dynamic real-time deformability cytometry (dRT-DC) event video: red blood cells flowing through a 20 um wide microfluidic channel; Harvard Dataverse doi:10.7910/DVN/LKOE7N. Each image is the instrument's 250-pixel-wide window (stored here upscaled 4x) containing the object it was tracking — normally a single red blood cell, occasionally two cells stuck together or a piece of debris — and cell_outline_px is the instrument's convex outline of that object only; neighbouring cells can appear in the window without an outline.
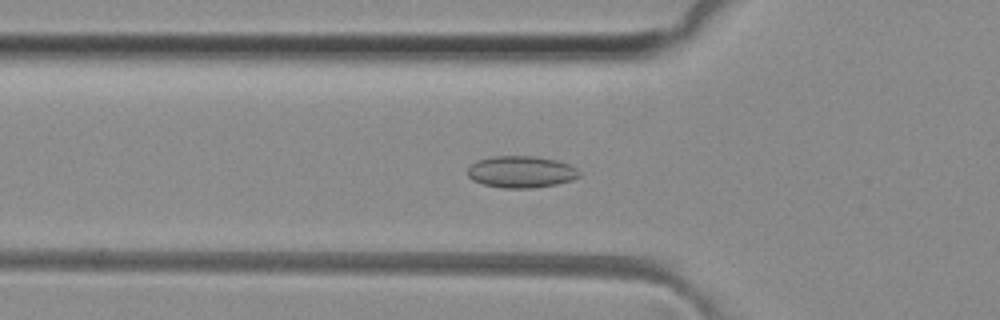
{"species": "common noctule bat (a hibernating species)", "species_latin": "Nyctalus noctula", "temperature_condition": "room temperature", "stored_images_in_passage": 46, "camera_frame_rate_fps": 3000, "um_per_image_px": 0.085, "animal": {"sex": "female", "body_mass_g": 29.2, "forearm_length_mm": 56.3}, "frame": {"image": 1, "passage_image": 13, "time_ms": 4.0, "image_size_px": [1000, 320], "cell_outline_px": [[580, 176], [572, 180], [556, 184], [532, 188], [500, 188], [484, 184], [472, 180], [468, 176], [468, 168], [476, 160], [492, 156], [536, 156], [556, 160], [568, 164], [576, 168], [580, 172]], "centroid_in_image_um": [44.29, 14.6], "position_along_channel_um": 81.5, "area_um2": 20.75}}
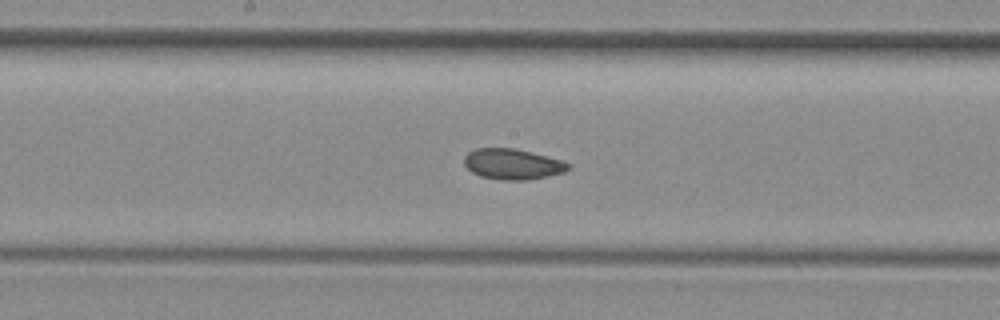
{"frame": {"image": 2, "passage_image": 22, "time_ms": 7.0, "image_size_px": [1000, 320], "cell_outline_px": [[572, 168], [564, 172], [548, 176], [528, 180], [500, 180], [480, 176], [472, 172], [464, 164], [464, 156], [468, 152], [476, 148], [516, 148], [548, 156], [572, 164]], "centroid_in_image_um": [43.59, 13.95], "position_along_channel_um": 204.6, "area_um2": 18.79}}
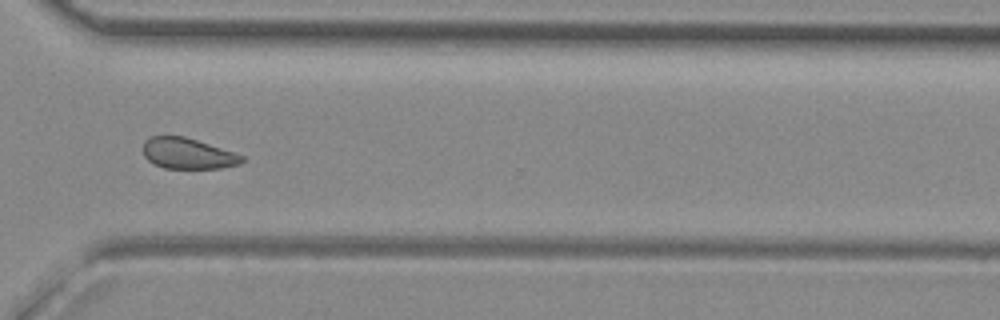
{"frame": {"image": 3, "passage_image": 33, "time_ms": 10.667, "image_size_px": [1000, 320], "cell_outline_px": [[244, 160], [240, 164], [220, 168], [164, 168], [148, 160], [144, 156], [144, 140], [152, 136], [184, 136], [244, 156]], "centroid_in_image_um": [15.95, 13.05], "position_along_channel_um": 354.7, "area_um2": 17.46}, "authors_computed_cell_mechanics": {"area_um2": 18.9873, "velocity_mm_per_s": 4.0883, "shape_relaxation_time_tau1_ms": null, "shape_relaxation_time_tau2_ms": 3.3297, "deformation_change_tau1": null, "deformation_change_tau2": 0.067}}